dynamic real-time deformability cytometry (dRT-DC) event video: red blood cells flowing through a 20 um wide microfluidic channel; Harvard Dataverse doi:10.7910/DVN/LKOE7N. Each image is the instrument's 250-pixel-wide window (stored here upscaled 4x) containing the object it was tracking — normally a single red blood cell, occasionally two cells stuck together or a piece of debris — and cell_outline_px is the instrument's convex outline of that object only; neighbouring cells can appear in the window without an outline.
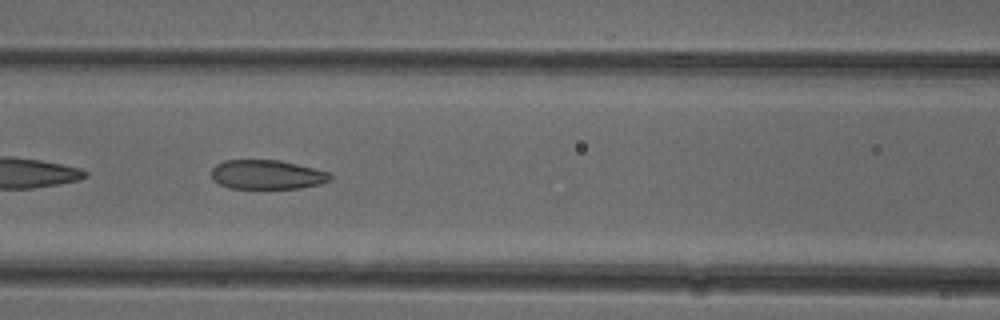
{"species": "common noctule bat (a hibernating species)", "species_latin": "Nyctalus noctula", "temperature_condition": "cold", "stored_images_in_passage": 50, "camera_frame_rate_fps": 3000, "um_per_image_px": 0.085, "animal": {"sex": "female"}, "frame": {"image": 1, "passage_image": 22, "time_ms": 7.0, "image_size_px": [1000, 320], "cell_outline_px": [[332, 180], [320, 184], [300, 188], [228, 188], [212, 180], [212, 168], [216, 164], [224, 160], [280, 160], [332, 172]], "centroid_in_image_um": [22.73, 14.84], "position_along_channel_um": 143.9, "area_um2": 20.46}, "authors_computed_cell_mechanics": {"area_um2": 22.0218, "velocity_mm_per_s": 3.9554, "shape_relaxation_time_tau1_ms": null, "shape_relaxation_time_tau2_ms": 1.751, "deformation_change_tau1": null, "deformation_change_tau2": 0.0903}}